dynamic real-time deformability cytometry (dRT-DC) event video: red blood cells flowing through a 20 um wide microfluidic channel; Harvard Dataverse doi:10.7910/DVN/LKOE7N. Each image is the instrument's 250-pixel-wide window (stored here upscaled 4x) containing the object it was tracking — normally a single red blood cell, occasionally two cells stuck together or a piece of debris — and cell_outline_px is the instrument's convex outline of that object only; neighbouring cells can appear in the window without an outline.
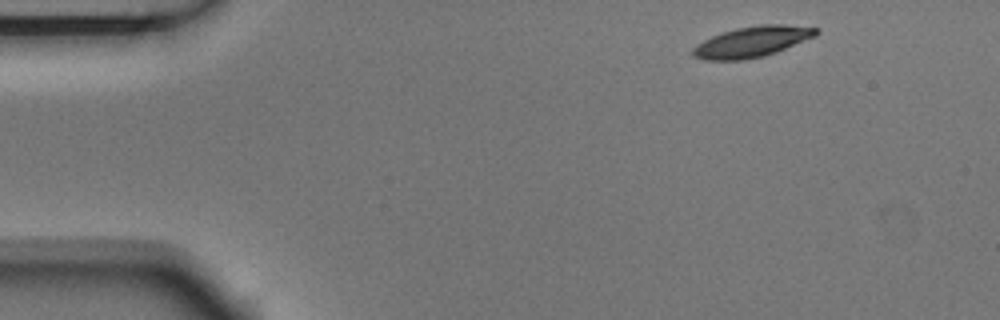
{"species": "Egyptian fruit bat (a non-hibernating species)", "species_latin": "Rousettus aegyptiacus", "temperature_condition": "room temperature", "stored_images_in_passage": 6, "camera_frame_rate_fps": 3000, "um_per_image_px": 0.085, "animal": {"sex": "male"}, "frame": {"image": 1, "passage_image": 1, "time_ms": 0.0, "image_size_px": [1000, 320], "cell_outline_px": [[820, 32], [816, 36], [776, 52], [764, 56], [744, 60], [704, 60], [692, 56], [692, 48], [696, 44], [712, 36], [736, 28], [760, 24], [784, 24], [816, 28]], "centroid_in_image_um": [63.91, 3.55], "position_along_channel_um": 21.1, "area_um2": 22.08}}
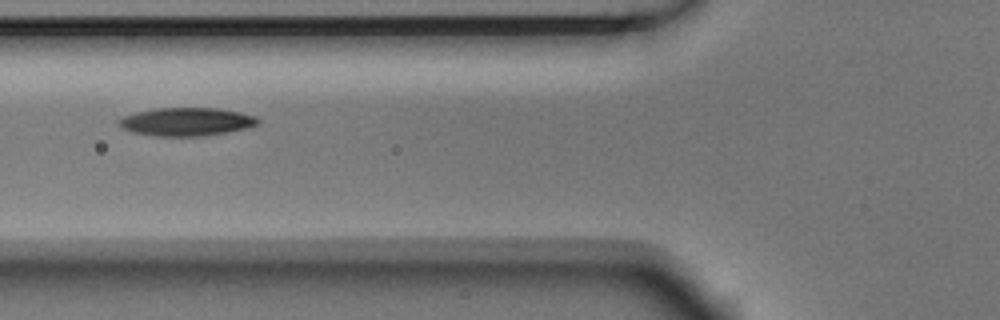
{"frame": {"image": 2, "passage_image": 5, "time_ms": 1.333, "image_size_px": [1000, 320], "cell_outline_px": [[260, 124], [248, 128], [204, 136], [152, 136], [132, 132], [120, 128], [116, 124], [116, 120], [124, 116], [136, 112], [156, 108], [216, 108], [240, 112], [256, 116], [260, 120]], "centroid_in_image_um": [15.82, 10.35], "position_along_channel_um": 110.0, "area_um2": 23.18}}
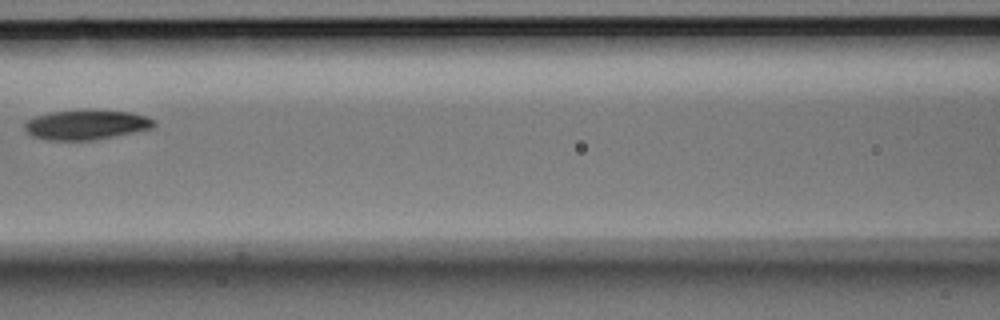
{"frame": {"image": 3, "passage_image": 6, "time_ms": 1.667, "image_size_px": [1000, 320], "cell_outline_px": [[156, 124], [152, 128], [96, 140], [48, 140], [32, 136], [24, 128], [24, 124], [28, 120], [36, 116], [52, 112], [76, 108], [84, 108], [132, 112], [144, 116], [152, 120]], "centroid_in_image_um": [7.31, 10.57], "position_along_channel_um": 159.3, "area_um2": 22.77}}